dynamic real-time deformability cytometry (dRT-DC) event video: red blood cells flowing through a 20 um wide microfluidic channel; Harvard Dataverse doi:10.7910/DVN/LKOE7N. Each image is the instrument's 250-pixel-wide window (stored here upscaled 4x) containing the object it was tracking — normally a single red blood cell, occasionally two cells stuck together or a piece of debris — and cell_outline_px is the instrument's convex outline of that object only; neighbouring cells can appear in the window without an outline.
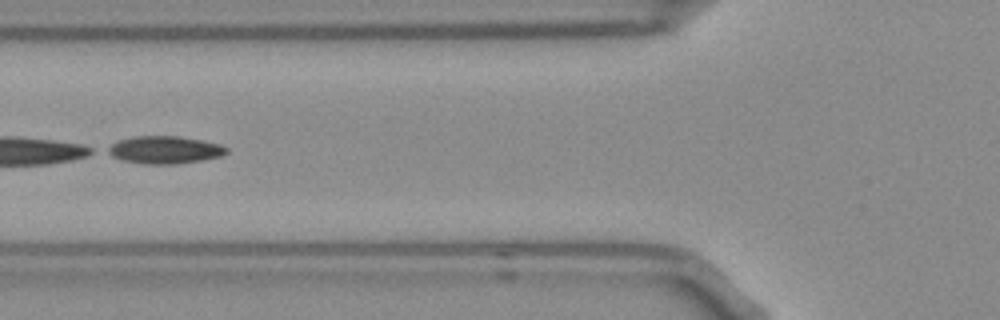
{"species": "Egyptian fruit bat (a non-hibernating species)", "species_latin": "Rousettus aegyptiacus", "temperature_condition": "room temperature", "stored_images_in_passage": 52, "segment_of_instrument_passage": [2, 2], "camera_frame_rate_fps": 3000, "um_per_image_px": 0.085, "frame": {"image": 1, "passage_image": 19, "time_ms": 6.0, "image_size_px": [1000, 320], "cell_outline_px": [[228, 152], [220, 156], [200, 160], [176, 164], [144, 164], [124, 160], [112, 156], [104, 152], [104, 148], [116, 140], [132, 136], [180, 136], [204, 140], [220, 144], [228, 148]], "centroid_in_image_um": [13.94, 12.72], "position_along_channel_um": 111.9, "area_um2": 19.36}}